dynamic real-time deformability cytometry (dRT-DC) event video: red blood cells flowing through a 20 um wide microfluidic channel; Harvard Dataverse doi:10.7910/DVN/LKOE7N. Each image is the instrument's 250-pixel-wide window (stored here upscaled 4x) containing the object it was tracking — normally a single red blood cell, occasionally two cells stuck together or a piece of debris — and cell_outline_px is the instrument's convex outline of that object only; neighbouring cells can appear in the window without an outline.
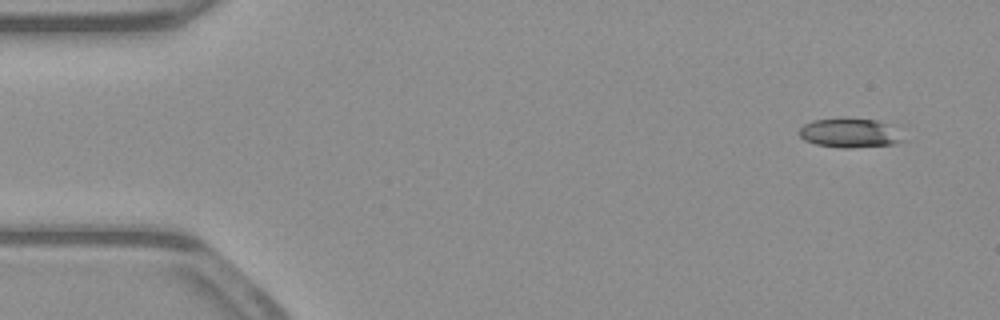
{"species": "common noctule bat (a hibernating species)", "species_latin": "Nyctalus noctula", "temperature_condition": "warm", "stored_images_in_passage": 53, "camera_frame_rate_fps": 3000, "um_per_image_px": 0.085, "animal": {"sex": "male", "body_mass_g": 23.1, "forearm_length_mm": 52.7}, "frame": {"image": 1, "passage_image": 4, "time_ms": 1.0, "image_size_px": [1000, 320], "cell_outline_px": [[908, 140], [896, 144], [852, 148], [840, 148], [816, 144], [804, 140], [800, 136], [800, 128], [804, 124], [812, 120], [848, 116], [876, 120], [884, 124]], "centroid_in_image_um": [72.19, 11.29], "position_along_channel_um": 12.8, "area_um2": 17.98}}
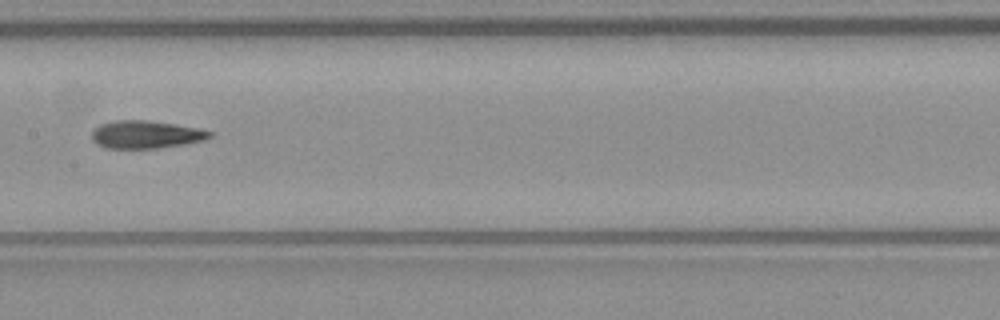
{"frame": {"image": 2, "passage_image": 27, "time_ms": 8.667, "image_size_px": [1000, 320], "cell_outline_px": [[212, 136], [204, 140], [184, 144], [156, 148], [108, 148], [96, 144], [92, 140], [92, 128], [100, 124], [112, 120], [148, 120], [176, 124], [196, 128], [212, 132]], "centroid_in_image_um": [12.35, 11.42], "position_along_channel_um": 195.1, "area_um2": 19.13}}
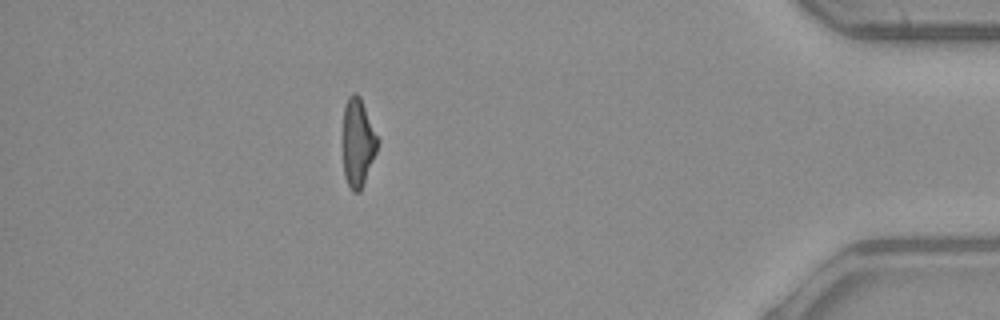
{"frame": {"image": 3, "passage_image": 47, "time_ms": 15.333, "image_size_px": [1000, 320], "cell_outline_px": [[380, 140], [376, 152], [364, 184], [360, 192], [352, 192], [344, 176], [344, 104], [348, 96], [352, 92], [356, 92], [360, 96]], "centroid_in_image_um": [30.44, 12.1], "position_along_channel_um": 404.8, "area_um2": 17.92}, "authors_computed_cell_mechanics": {"area_um2": 18.785, "velocity_mm_per_s": 3.9354, "shape_relaxation_time_tau1_ms": 5.9287, "shape_relaxation_time_tau2_ms": 3.4649, "deformation_change_tau1": 0.1956, "deformation_change_tau2": 0.1427}}